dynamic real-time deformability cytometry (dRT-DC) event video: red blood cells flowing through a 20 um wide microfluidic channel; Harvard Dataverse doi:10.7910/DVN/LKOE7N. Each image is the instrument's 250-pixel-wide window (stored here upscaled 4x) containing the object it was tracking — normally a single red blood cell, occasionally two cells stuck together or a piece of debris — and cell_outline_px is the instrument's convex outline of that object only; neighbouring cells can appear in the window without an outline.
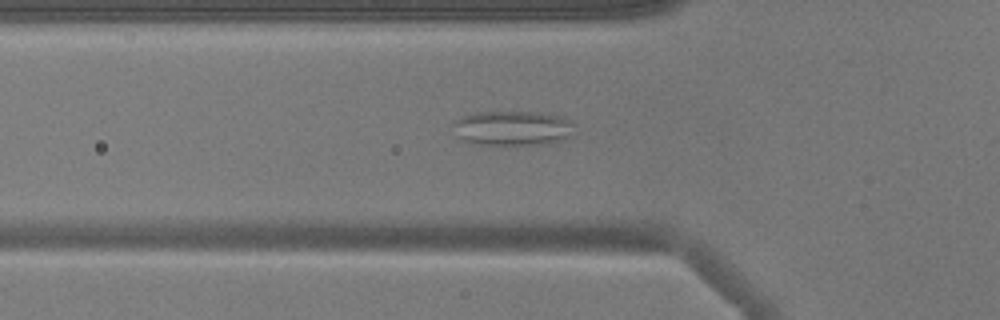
{"species": "common noctule bat (a hibernating species)", "species_latin": "Nyctalus noctula", "temperature_condition": "warm", "stored_images_in_passage": 53, "camera_frame_rate_fps": 3000, "um_per_image_px": 0.085, "animal": {"sex": "male", "body_mass_g": 17.9}, "frame": {"image": 1, "passage_image": 18, "time_ms": 5.667, "image_size_px": [1000, 320], "cell_outline_px": [[576, 124], [568, 136], [564, 140], [552, 144], [480, 144], [464, 140], [456, 136], [452, 124], [452, 120], [476, 112], [540, 112], [564, 116], [572, 120]], "centroid_in_image_um": [43.61, 10.88], "position_along_channel_um": 82.2, "area_um2": 24.85}}
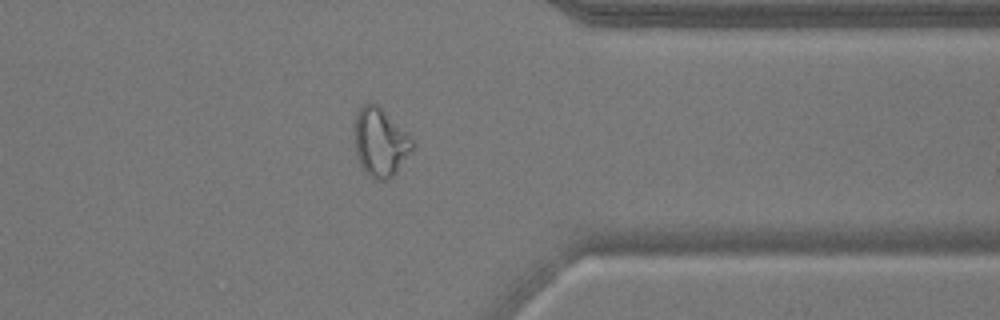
{"frame": {"image": 2, "passage_image": 42, "time_ms": 13.667, "image_size_px": [1000, 320], "cell_outline_px": [[416, 144], [412, 152], [396, 172], [388, 180], [376, 180], [368, 176], [360, 164], [356, 152], [352, 132], [356, 112], [360, 104], [368, 100], [376, 104], [412, 136]], "centroid_in_image_um": [32.31, 12.06], "position_along_channel_um": 379.1, "area_um2": 23.87}}
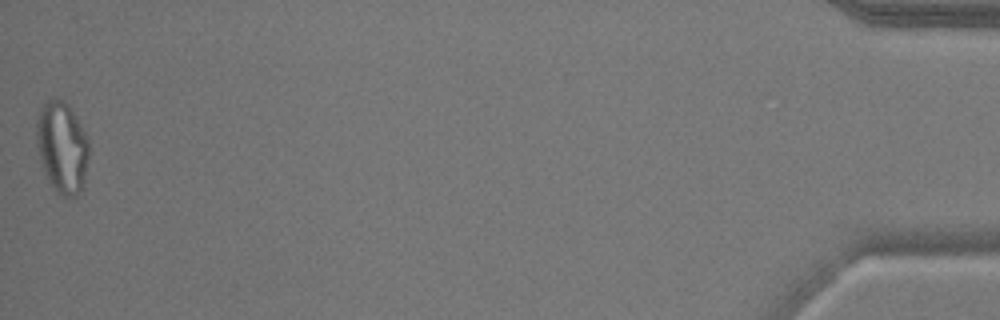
{"frame": {"image": 3, "passage_image": 53, "time_ms": 17.333, "image_size_px": [1000, 320], "cell_outline_px": [[88, 156], [84, 188], [76, 196], [60, 196], [56, 192], [48, 180], [44, 172], [40, 160], [36, 144], [36, 120], [40, 108], [52, 96], [68, 104], [76, 116], [88, 140]], "centroid_in_image_um": [5.26, 12.53], "position_along_channel_um": 429.9, "area_um2": 28.21}, "authors_computed_cell_mechanics": {"area_um2": 24.1604, "velocity_mm_per_s": 3.8077, "shape_relaxation_time_tau1_ms": null, "shape_relaxation_time_tau2_ms": 1.3329, "deformation_change_tau1": null, "deformation_change_tau2": 0.0986}}